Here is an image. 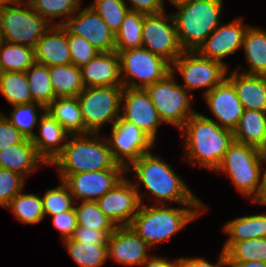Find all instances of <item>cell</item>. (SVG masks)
<instances>
[{
	"label": "cell",
	"mask_w": 266,
	"mask_h": 267,
	"mask_svg": "<svg viewBox=\"0 0 266 267\" xmlns=\"http://www.w3.org/2000/svg\"><path fill=\"white\" fill-rule=\"evenodd\" d=\"M134 173L136 181H132L138 192L141 204H144L146 193L156 199L154 205H205L196 194L191 191L185 181L179 176L171 164H168L158 154L152 151L143 154L133 162L126 173ZM143 185L145 192L142 193L139 185Z\"/></svg>",
	"instance_id": "6da1fadb"
},
{
	"label": "cell",
	"mask_w": 266,
	"mask_h": 267,
	"mask_svg": "<svg viewBox=\"0 0 266 267\" xmlns=\"http://www.w3.org/2000/svg\"><path fill=\"white\" fill-rule=\"evenodd\" d=\"M179 132L184 138L181 142L184 161L209 171L217 169L235 141L233 131L222 128L199 112L189 117Z\"/></svg>",
	"instance_id": "7a4b0ae2"
},
{
	"label": "cell",
	"mask_w": 266,
	"mask_h": 267,
	"mask_svg": "<svg viewBox=\"0 0 266 267\" xmlns=\"http://www.w3.org/2000/svg\"><path fill=\"white\" fill-rule=\"evenodd\" d=\"M207 208L206 204L182 205L181 208L144 203L129 226L147 245L155 248L201 216Z\"/></svg>",
	"instance_id": "3957f363"
},
{
	"label": "cell",
	"mask_w": 266,
	"mask_h": 267,
	"mask_svg": "<svg viewBox=\"0 0 266 267\" xmlns=\"http://www.w3.org/2000/svg\"><path fill=\"white\" fill-rule=\"evenodd\" d=\"M100 134L69 135L63 151L50 164L57 168L59 180L69 174L125 169L114 161L105 136Z\"/></svg>",
	"instance_id": "277c9868"
},
{
	"label": "cell",
	"mask_w": 266,
	"mask_h": 267,
	"mask_svg": "<svg viewBox=\"0 0 266 267\" xmlns=\"http://www.w3.org/2000/svg\"><path fill=\"white\" fill-rule=\"evenodd\" d=\"M223 0H187L174 5L171 13L183 51H197L222 23Z\"/></svg>",
	"instance_id": "5b68a950"
},
{
	"label": "cell",
	"mask_w": 266,
	"mask_h": 267,
	"mask_svg": "<svg viewBox=\"0 0 266 267\" xmlns=\"http://www.w3.org/2000/svg\"><path fill=\"white\" fill-rule=\"evenodd\" d=\"M176 74L170 72L162 80L145 88L149 94L159 118L180 130L195 111L192 107V94H189L178 82Z\"/></svg>",
	"instance_id": "8992f818"
},
{
	"label": "cell",
	"mask_w": 266,
	"mask_h": 267,
	"mask_svg": "<svg viewBox=\"0 0 266 267\" xmlns=\"http://www.w3.org/2000/svg\"><path fill=\"white\" fill-rule=\"evenodd\" d=\"M52 27V23L34 12L30 5L8 3L0 9V39L6 43L34 48Z\"/></svg>",
	"instance_id": "52a82bcc"
},
{
	"label": "cell",
	"mask_w": 266,
	"mask_h": 267,
	"mask_svg": "<svg viewBox=\"0 0 266 267\" xmlns=\"http://www.w3.org/2000/svg\"><path fill=\"white\" fill-rule=\"evenodd\" d=\"M123 86L85 87L77 96L82 118L84 134L102 133L100 130L108 123L111 126L121 116V96Z\"/></svg>",
	"instance_id": "ba28073f"
},
{
	"label": "cell",
	"mask_w": 266,
	"mask_h": 267,
	"mask_svg": "<svg viewBox=\"0 0 266 267\" xmlns=\"http://www.w3.org/2000/svg\"><path fill=\"white\" fill-rule=\"evenodd\" d=\"M261 162L255 146L234 141L214 172L228 175L237 192L252 200L260 184Z\"/></svg>",
	"instance_id": "9c48e42d"
},
{
	"label": "cell",
	"mask_w": 266,
	"mask_h": 267,
	"mask_svg": "<svg viewBox=\"0 0 266 267\" xmlns=\"http://www.w3.org/2000/svg\"><path fill=\"white\" fill-rule=\"evenodd\" d=\"M120 77L124 88L145 89L171 72V64L146 48L118 52Z\"/></svg>",
	"instance_id": "30bf717a"
},
{
	"label": "cell",
	"mask_w": 266,
	"mask_h": 267,
	"mask_svg": "<svg viewBox=\"0 0 266 267\" xmlns=\"http://www.w3.org/2000/svg\"><path fill=\"white\" fill-rule=\"evenodd\" d=\"M228 68L220 61L201 56L197 51H184L171 64V72L175 74L177 71L184 80V84H179L190 93L201 88L203 96L227 77Z\"/></svg>",
	"instance_id": "8fae6325"
},
{
	"label": "cell",
	"mask_w": 266,
	"mask_h": 267,
	"mask_svg": "<svg viewBox=\"0 0 266 267\" xmlns=\"http://www.w3.org/2000/svg\"><path fill=\"white\" fill-rule=\"evenodd\" d=\"M105 135L114 161L127 169L143 154L150 152L155 142L142 129L125 121L121 116Z\"/></svg>",
	"instance_id": "7c38bea8"
},
{
	"label": "cell",
	"mask_w": 266,
	"mask_h": 267,
	"mask_svg": "<svg viewBox=\"0 0 266 267\" xmlns=\"http://www.w3.org/2000/svg\"><path fill=\"white\" fill-rule=\"evenodd\" d=\"M142 47L157 54L172 64L184 51L180 46L171 13L144 16Z\"/></svg>",
	"instance_id": "4fadbf2b"
},
{
	"label": "cell",
	"mask_w": 266,
	"mask_h": 267,
	"mask_svg": "<svg viewBox=\"0 0 266 267\" xmlns=\"http://www.w3.org/2000/svg\"><path fill=\"white\" fill-rule=\"evenodd\" d=\"M62 27L69 34L86 39L98 52L115 51V33L89 5H81Z\"/></svg>",
	"instance_id": "5bb4252c"
},
{
	"label": "cell",
	"mask_w": 266,
	"mask_h": 267,
	"mask_svg": "<svg viewBox=\"0 0 266 267\" xmlns=\"http://www.w3.org/2000/svg\"><path fill=\"white\" fill-rule=\"evenodd\" d=\"M96 203L116 227L129 226L141 205L134 184L126 176Z\"/></svg>",
	"instance_id": "9a60e30c"
},
{
	"label": "cell",
	"mask_w": 266,
	"mask_h": 267,
	"mask_svg": "<svg viewBox=\"0 0 266 267\" xmlns=\"http://www.w3.org/2000/svg\"><path fill=\"white\" fill-rule=\"evenodd\" d=\"M126 175V169H107L66 175L62 181L68 186L75 202L97 201Z\"/></svg>",
	"instance_id": "2e32d148"
},
{
	"label": "cell",
	"mask_w": 266,
	"mask_h": 267,
	"mask_svg": "<svg viewBox=\"0 0 266 267\" xmlns=\"http://www.w3.org/2000/svg\"><path fill=\"white\" fill-rule=\"evenodd\" d=\"M242 17H237L228 23H221L199 47L197 52L207 58L224 62V58L234 55L243 47V41L249 24L243 23Z\"/></svg>",
	"instance_id": "e0dca14e"
},
{
	"label": "cell",
	"mask_w": 266,
	"mask_h": 267,
	"mask_svg": "<svg viewBox=\"0 0 266 267\" xmlns=\"http://www.w3.org/2000/svg\"><path fill=\"white\" fill-rule=\"evenodd\" d=\"M121 117L142 129L156 143L157 131L163 122L145 89L123 88Z\"/></svg>",
	"instance_id": "ac0fdd59"
},
{
	"label": "cell",
	"mask_w": 266,
	"mask_h": 267,
	"mask_svg": "<svg viewBox=\"0 0 266 267\" xmlns=\"http://www.w3.org/2000/svg\"><path fill=\"white\" fill-rule=\"evenodd\" d=\"M202 97L215 118L206 117L217 122L222 128L234 131L244 109L233 83L226 77Z\"/></svg>",
	"instance_id": "d6986e66"
},
{
	"label": "cell",
	"mask_w": 266,
	"mask_h": 267,
	"mask_svg": "<svg viewBox=\"0 0 266 267\" xmlns=\"http://www.w3.org/2000/svg\"><path fill=\"white\" fill-rule=\"evenodd\" d=\"M150 249L130 226L116 227L107 242L108 260L125 266H141L150 257Z\"/></svg>",
	"instance_id": "ffe728a7"
},
{
	"label": "cell",
	"mask_w": 266,
	"mask_h": 267,
	"mask_svg": "<svg viewBox=\"0 0 266 267\" xmlns=\"http://www.w3.org/2000/svg\"><path fill=\"white\" fill-rule=\"evenodd\" d=\"M85 87L122 86L120 58L116 51L99 52L81 68Z\"/></svg>",
	"instance_id": "44dd1931"
},
{
	"label": "cell",
	"mask_w": 266,
	"mask_h": 267,
	"mask_svg": "<svg viewBox=\"0 0 266 267\" xmlns=\"http://www.w3.org/2000/svg\"><path fill=\"white\" fill-rule=\"evenodd\" d=\"M37 128L38 133L31 141L38 154L50 165L63 151L69 134L47 111L40 117Z\"/></svg>",
	"instance_id": "7402d4cb"
},
{
	"label": "cell",
	"mask_w": 266,
	"mask_h": 267,
	"mask_svg": "<svg viewBox=\"0 0 266 267\" xmlns=\"http://www.w3.org/2000/svg\"><path fill=\"white\" fill-rule=\"evenodd\" d=\"M227 78L233 83L244 110L266 112V76L252 75L232 69Z\"/></svg>",
	"instance_id": "603a6c76"
},
{
	"label": "cell",
	"mask_w": 266,
	"mask_h": 267,
	"mask_svg": "<svg viewBox=\"0 0 266 267\" xmlns=\"http://www.w3.org/2000/svg\"><path fill=\"white\" fill-rule=\"evenodd\" d=\"M35 61L46 66L71 64L67 31L62 26H53L36 43Z\"/></svg>",
	"instance_id": "cb8c5ba5"
},
{
	"label": "cell",
	"mask_w": 266,
	"mask_h": 267,
	"mask_svg": "<svg viewBox=\"0 0 266 267\" xmlns=\"http://www.w3.org/2000/svg\"><path fill=\"white\" fill-rule=\"evenodd\" d=\"M45 164L48 165L28 138L20 144L8 146L0 151V168L20 174L24 178Z\"/></svg>",
	"instance_id": "d4e9b609"
},
{
	"label": "cell",
	"mask_w": 266,
	"mask_h": 267,
	"mask_svg": "<svg viewBox=\"0 0 266 267\" xmlns=\"http://www.w3.org/2000/svg\"><path fill=\"white\" fill-rule=\"evenodd\" d=\"M242 49L248 70H243L241 65L235 70L266 76V29L250 25L246 31Z\"/></svg>",
	"instance_id": "484cf974"
},
{
	"label": "cell",
	"mask_w": 266,
	"mask_h": 267,
	"mask_svg": "<svg viewBox=\"0 0 266 267\" xmlns=\"http://www.w3.org/2000/svg\"><path fill=\"white\" fill-rule=\"evenodd\" d=\"M46 111L69 135L84 134V121L77 97L55 98Z\"/></svg>",
	"instance_id": "4316f807"
},
{
	"label": "cell",
	"mask_w": 266,
	"mask_h": 267,
	"mask_svg": "<svg viewBox=\"0 0 266 267\" xmlns=\"http://www.w3.org/2000/svg\"><path fill=\"white\" fill-rule=\"evenodd\" d=\"M227 234L225 242H241L266 237V214H249L229 220L222 228Z\"/></svg>",
	"instance_id": "83f0119b"
},
{
	"label": "cell",
	"mask_w": 266,
	"mask_h": 267,
	"mask_svg": "<svg viewBox=\"0 0 266 267\" xmlns=\"http://www.w3.org/2000/svg\"><path fill=\"white\" fill-rule=\"evenodd\" d=\"M56 98L77 97L85 88L81 69L73 64L49 66Z\"/></svg>",
	"instance_id": "f1b7e54d"
},
{
	"label": "cell",
	"mask_w": 266,
	"mask_h": 267,
	"mask_svg": "<svg viewBox=\"0 0 266 267\" xmlns=\"http://www.w3.org/2000/svg\"><path fill=\"white\" fill-rule=\"evenodd\" d=\"M35 63L33 47L0 41V73L26 72Z\"/></svg>",
	"instance_id": "f546056e"
},
{
	"label": "cell",
	"mask_w": 266,
	"mask_h": 267,
	"mask_svg": "<svg viewBox=\"0 0 266 267\" xmlns=\"http://www.w3.org/2000/svg\"><path fill=\"white\" fill-rule=\"evenodd\" d=\"M40 195L24 193L22 190L10 201L6 209H10L23 224H38L45 218Z\"/></svg>",
	"instance_id": "4dcf8cb0"
},
{
	"label": "cell",
	"mask_w": 266,
	"mask_h": 267,
	"mask_svg": "<svg viewBox=\"0 0 266 267\" xmlns=\"http://www.w3.org/2000/svg\"><path fill=\"white\" fill-rule=\"evenodd\" d=\"M266 129V112L243 110L233 131L235 142L256 146Z\"/></svg>",
	"instance_id": "1f68e13d"
},
{
	"label": "cell",
	"mask_w": 266,
	"mask_h": 267,
	"mask_svg": "<svg viewBox=\"0 0 266 267\" xmlns=\"http://www.w3.org/2000/svg\"><path fill=\"white\" fill-rule=\"evenodd\" d=\"M68 255L79 267H102L107 260V245L79 243L72 238L63 240Z\"/></svg>",
	"instance_id": "d6a6232c"
},
{
	"label": "cell",
	"mask_w": 266,
	"mask_h": 267,
	"mask_svg": "<svg viewBox=\"0 0 266 267\" xmlns=\"http://www.w3.org/2000/svg\"><path fill=\"white\" fill-rule=\"evenodd\" d=\"M146 14L129 11L115 34V51L142 47V27Z\"/></svg>",
	"instance_id": "836d02e7"
},
{
	"label": "cell",
	"mask_w": 266,
	"mask_h": 267,
	"mask_svg": "<svg viewBox=\"0 0 266 267\" xmlns=\"http://www.w3.org/2000/svg\"><path fill=\"white\" fill-rule=\"evenodd\" d=\"M42 112L41 114L39 112ZM46 108L38 102H30L20 105H13V110L7 114H3L7 120L26 138L32 139L35 135V127ZM40 114V115H39Z\"/></svg>",
	"instance_id": "e575fe53"
},
{
	"label": "cell",
	"mask_w": 266,
	"mask_h": 267,
	"mask_svg": "<svg viewBox=\"0 0 266 267\" xmlns=\"http://www.w3.org/2000/svg\"><path fill=\"white\" fill-rule=\"evenodd\" d=\"M0 94L12 106L33 102L25 72L0 73Z\"/></svg>",
	"instance_id": "d590c367"
},
{
	"label": "cell",
	"mask_w": 266,
	"mask_h": 267,
	"mask_svg": "<svg viewBox=\"0 0 266 267\" xmlns=\"http://www.w3.org/2000/svg\"><path fill=\"white\" fill-rule=\"evenodd\" d=\"M222 250L226 253L228 262H266V237L224 242Z\"/></svg>",
	"instance_id": "8d00e7d4"
},
{
	"label": "cell",
	"mask_w": 266,
	"mask_h": 267,
	"mask_svg": "<svg viewBox=\"0 0 266 267\" xmlns=\"http://www.w3.org/2000/svg\"><path fill=\"white\" fill-rule=\"evenodd\" d=\"M25 74L33 101L46 108L56 98L48 66L36 62Z\"/></svg>",
	"instance_id": "74e56055"
},
{
	"label": "cell",
	"mask_w": 266,
	"mask_h": 267,
	"mask_svg": "<svg viewBox=\"0 0 266 267\" xmlns=\"http://www.w3.org/2000/svg\"><path fill=\"white\" fill-rule=\"evenodd\" d=\"M82 5V0H36L31 6L38 15L45 17L53 26H62ZM57 18H63L55 21Z\"/></svg>",
	"instance_id": "f35d334b"
},
{
	"label": "cell",
	"mask_w": 266,
	"mask_h": 267,
	"mask_svg": "<svg viewBox=\"0 0 266 267\" xmlns=\"http://www.w3.org/2000/svg\"><path fill=\"white\" fill-rule=\"evenodd\" d=\"M77 223L79 226L98 231H114L116 226L99 209L96 201H79L74 204Z\"/></svg>",
	"instance_id": "ab89813d"
},
{
	"label": "cell",
	"mask_w": 266,
	"mask_h": 267,
	"mask_svg": "<svg viewBox=\"0 0 266 267\" xmlns=\"http://www.w3.org/2000/svg\"><path fill=\"white\" fill-rule=\"evenodd\" d=\"M125 0H94L88 4L100 15L109 29L116 34L125 16L130 11Z\"/></svg>",
	"instance_id": "60d3db41"
},
{
	"label": "cell",
	"mask_w": 266,
	"mask_h": 267,
	"mask_svg": "<svg viewBox=\"0 0 266 267\" xmlns=\"http://www.w3.org/2000/svg\"><path fill=\"white\" fill-rule=\"evenodd\" d=\"M60 183L41 196L45 217L69 211L74 207L75 201L68 186L62 180Z\"/></svg>",
	"instance_id": "b9f144b4"
},
{
	"label": "cell",
	"mask_w": 266,
	"mask_h": 267,
	"mask_svg": "<svg viewBox=\"0 0 266 267\" xmlns=\"http://www.w3.org/2000/svg\"><path fill=\"white\" fill-rule=\"evenodd\" d=\"M25 178L10 170L0 168V206L6 208L24 188Z\"/></svg>",
	"instance_id": "7bdbcfd3"
},
{
	"label": "cell",
	"mask_w": 266,
	"mask_h": 267,
	"mask_svg": "<svg viewBox=\"0 0 266 267\" xmlns=\"http://www.w3.org/2000/svg\"><path fill=\"white\" fill-rule=\"evenodd\" d=\"M69 43L71 64L80 69L89 64L99 52L83 37L69 34L67 32Z\"/></svg>",
	"instance_id": "ee69618b"
},
{
	"label": "cell",
	"mask_w": 266,
	"mask_h": 267,
	"mask_svg": "<svg viewBox=\"0 0 266 267\" xmlns=\"http://www.w3.org/2000/svg\"><path fill=\"white\" fill-rule=\"evenodd\" d=\"M50 217H52L54 228H56V230L62 235L61 241L69 239L73 236L74 231L78 226L74 207L69 211L61 212Z\"/></svg>",
	"instance_id": "f6af8a7d"
},
{
	"label": "cell",
	"mask_w": 266,
	"mask_h": 267,
	"mask_svg": "<svg viewBox=\"0 0 266 267\" xmlns=\"http://www.w3.org/2000/svg\"><path fill=\"white\" fill-rule=\"evenodd\" d=\"M113 232L114 231H98L78 225L71 238L83 244L107 245L108 238Z\"/></svg>",
	"instance_id": "bcb514c9"
},
{
	"label": "cell",
	"mask_w": 266,
	"mask_h": 267,
	"mask_svg": "<svg viewBox=\"0 0 266 267\" xmlns=\"http://www.w3.org/2000/svg\"><path fill=\"white\" fill-rule=\"evenodd\" d=\"M26 137L0 112V151L8 146L22 143Z\"/></svg>",
	"instance_id": "7dc6e473"
},
{
	"label": "cell",
	"mask_w": 266,
	"mask_h": 267,
	"mask_svg": "<svg viewBox=\"0 0 266 267\" xmlns=\"http://www.w3.org/2000/svg\"><path fill=\"white\" fill-rule=\"evenodd\" d=\"M125 2L131 4L128 6L130 11L149 14H159L166 9L160 0H125Z\"/></svg>",
	"instance_id": "c3c4849f"
},
{
	"label": "cell",
	"mask_w": 266,
	"mask_h": 267,
	"mask_svg": "<svg viewBox=\"0 0 266 267\" xmlns=\"http://www.w3.org/2000/svg\"><path fill=\"white\" fill-rule=\"evenodd\" d=\"M180 267H229L226 253L222 250L216 264H212L202 257H179Z\"/></svg>",
	"instance_id": "681fc988"
},
{
	"label": "cell",
	"mask_w": 266,
	"mask_h": 267,
	"mask_svg": "<svg viewBox=\"0 0 266 267\" xmlns=\"http://www.w3.org/2000/svg\"><path fill=\"white\" fill-rule=\"evenodd\" d=\"M142 267H180V260L177 257L174 260H169L161 256L150 255V257L141 265Z\"/></svg>",
	"instance_id": "f907efd6"
},
{
	"label": "cell",
	"mask_w": 266,
	"mask_h": 267,
	"mask_svg": "<svg viewBox=\"0 0 266 267\" xmlns=\"http://www.w3.org/2000/svg\"><path fill=\"white\" fill-rule=\"evenodd\" d=\"M265 163L266 161L261 162L259 188H258L257 194L251 200L253 203L260 204L262 206L263 205L266 206V168L265 170L263 168V164Z\"/></svg>",
	"instance_id": "816d5d0a"
},
{
	"label": "cell",
	"mask_w": 266,
	"mask_h": 267,
	"mask_svg": "<svg viewBox=\"0 0 266 267\" xmlns=\"http://www.w3.org/2000/svg\"><path fill=\"white\" fill-rule=\"evenodd\" d=\"M256 152L258 153L261 161H266V129L263 133L261 140L259 143L255 146Z\"/></svg>",
	"instance_id": "f5cc1de1"
},
{
	"label": "cell",
	"mask_w": 266,
	"mask_h": 267,
	"mask_svg": "<svg viewBox=\"0 0 266 267\" xmlns=\"http://www.w3.org/2000/svg\"><path fill=\"white\" fill-rule=\"evenodd\" d=\"M229 267H266V262H261V261L229 262Z\"/></svg>",
	"instance_id": "db71d44e"
},
{
	"label": "cell",
	"mask_w": 266,
	"mask_h": 267,
	"mask_svg": "<svg viewBox=\"0 0 266 267\" xmlns=\"http://www.w3.org/2000/svg\"><path fill=\"white\" fill-rule=\"evenodd\" d=\"M36 0H10V3L16 5H32Z\"/></svg>",
	"instance_id": "11a10c76"
},
{
	"label": "cell",
	"mask_w": 266,
	"mask_h": 267,
	"mask_svg": "<svg viewBox=\"0 0 266 267\" xmlns=\"http://www.w3.org/2000/svg\"><path fill=\"white\" fill-rule=\"evenodd\" d=\"M165 1L166 0H160V2L163 4V6L165 7ZM169 2H171V4L174 6L178 3H181V2H184V1H187V0H168Z\"/></svg>",
	"instance_id": "9f6ffc18"
},
{
	"label": "cell",
	"mask_w": 266,
	"mask_h": 267,
	"mask_svg": "<svg viewBox=\"0 0 266 267\" xmlns=\"http://www.w3.org/2000/svg\"><path fill=\"white\" fill-rule=\"evenodd\" d=\"M10 3V0H0V9Z\"/></svg>",
	"instance_id": "6f0895ef"
}]
</instances>
